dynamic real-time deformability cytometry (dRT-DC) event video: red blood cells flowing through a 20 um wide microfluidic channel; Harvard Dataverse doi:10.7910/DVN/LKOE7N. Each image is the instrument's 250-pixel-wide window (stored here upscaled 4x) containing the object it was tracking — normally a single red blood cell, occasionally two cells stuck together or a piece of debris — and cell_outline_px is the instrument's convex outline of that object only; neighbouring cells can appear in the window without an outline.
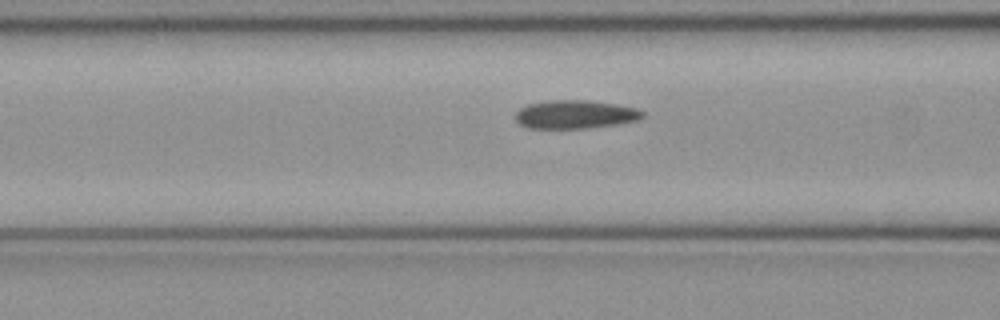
{"species": "common noctule bat (a hibernating species)", "species_latin": "Nyctalus noctula", "temperature_condition": "cold", "stored_images_in_passage": 51, "camera_frame_rate_fps": 3000, "um_per_image_px": 0.085, "animal": {"sex": "female", "body_mass_g": 21.9}, "frame": {"image": 1, "passage_image": 20, "time_ms": 6.333, "image_size_px": [1000, 320], "cell_outline_px": [[644, 116], [640, 120], [616, 124], [588, 128], [528, 128], [520, 124], [516, 120], [516, 112], [520, 108], [528, 104], [548, 100], [588, 100], [616, 104], [640, 108], [644, 112]], "centroid_in_image_um": [48.93, 9.72], "position_along_channel_um": 117.7, "area_um2": 21.21}}
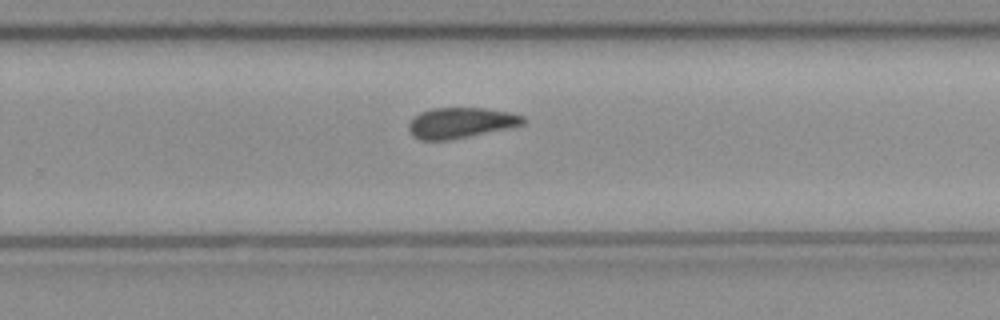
{"frame": {"image": 2, "passage_image": 33, "time_ms": 10.667, "image_size_px": [1000, 320], "cell_outline_px": [[528, 120], [524, 124], [448, 140], [420, 140], [408, 128], [408, 124], [420, 112], [432, 108], [484, 108], [512, 112], [524, 116]], "centroid_in_image_um": [39.2, 10.42], "position_along_channel_um": 290.6, "area_um2": 20.06}}
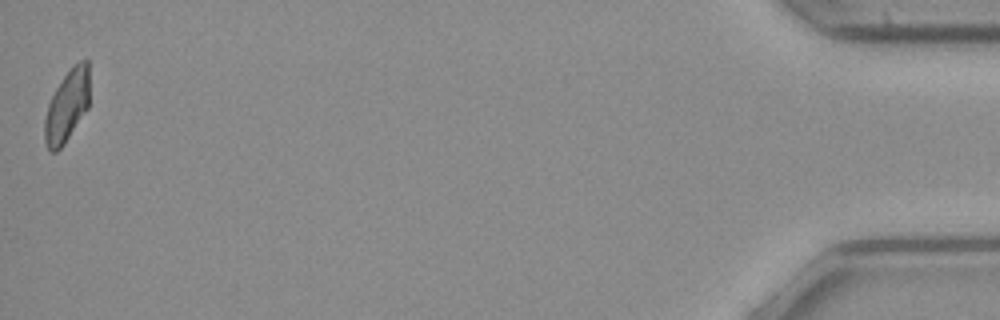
{"frame": {"image": 3, "passage_image": 51, "time_ms": 16.667, "image_size_px": [1000, 320], "cell_outline_px": [[88, 108], [64, 144], [56, 152], [48, 152], [44, 144], [44, 120], [48, 104], [56, 88], [64, 76], [80, 60], [88, 60]], "centroid_in_image_um": [5.66, 9.08], "position_along_channel_um": 429.5, "area_um2": 18.61}}